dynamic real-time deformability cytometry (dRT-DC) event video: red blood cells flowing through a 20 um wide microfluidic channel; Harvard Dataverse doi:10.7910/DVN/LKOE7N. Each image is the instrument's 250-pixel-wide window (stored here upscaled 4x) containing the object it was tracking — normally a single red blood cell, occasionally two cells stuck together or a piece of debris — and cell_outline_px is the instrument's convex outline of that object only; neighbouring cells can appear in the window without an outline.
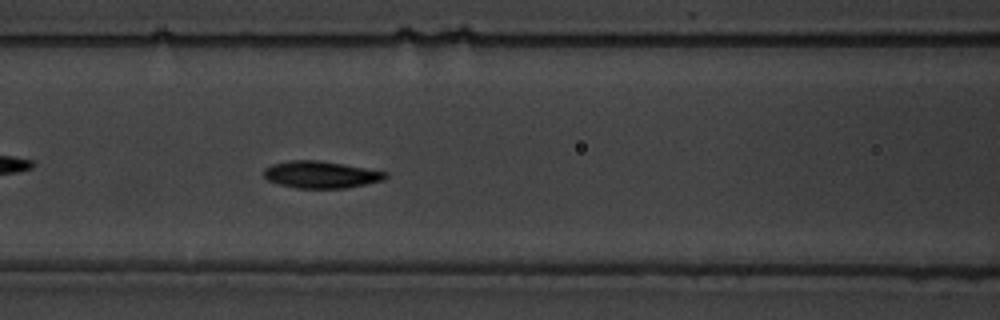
{"species": "common noctule bat (a hibernating species)", "species_latin": "Nyctalus noctula", "temperature_condition": "warm", "stored_images_in_passage": 24, "camera_frame_rate_fps": 3000, "um_per_image_px": 0.085, "animal": {"sex": "male", "body_mass_g": 19.5, "forearm_length_mm": 54.6}, "frame": {"image": 1, "passage_image": 20, "time_ms": 6.333, "image_size_px": [1000, 320], "cell_outline_px": [[388, 176], [384, 180], [348, 188], [296, 188], [280, 184], [268, 180], [264, 176], [264, 168], [272, 164], [288, 160], [320, 160], [344, 164], [388, 172]], "centroid_in_image_um": [27.29, 14.83], "position_along_channel_um": 139.3, "area_um2": 19.25}}
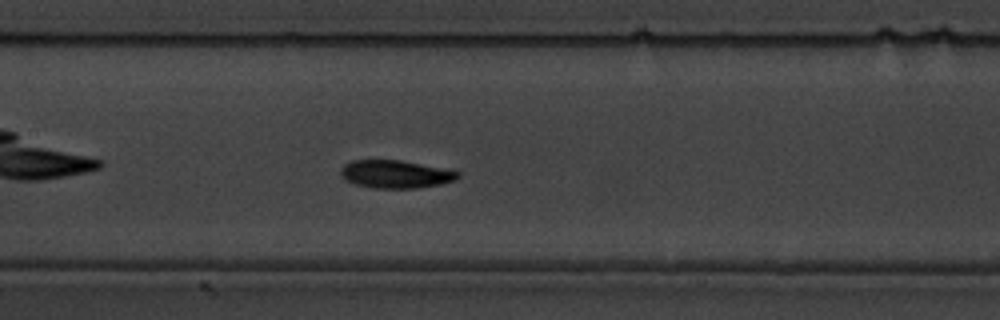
{"frame": {"image": 2, "passage_image": 23, "time_ms": 7.333, "image_size_px": [1000, 320], "cell_outline_px": [[460, 176], [456, 180], [440, 184], [420, 188], [372, 188], [356, 184], [344, 180], [344, 164], [352, 160], [400, 160], [460, 172]], "centroid_in_image_um": [33.66, 14.81], "position_along_channel_um": 173.7, "area_um2": 18.73}}